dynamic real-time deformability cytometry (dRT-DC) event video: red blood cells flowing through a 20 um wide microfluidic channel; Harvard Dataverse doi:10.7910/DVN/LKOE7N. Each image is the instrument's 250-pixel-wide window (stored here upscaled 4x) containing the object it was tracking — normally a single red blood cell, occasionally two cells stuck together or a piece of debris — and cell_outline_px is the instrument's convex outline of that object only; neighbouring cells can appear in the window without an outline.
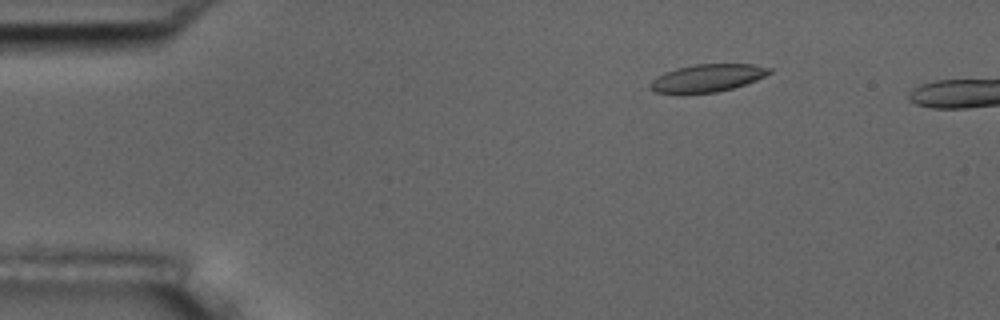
{"species": "common noctule bat (a hibernating species)", "species_latin": "Nyctalus noctula", "temperature_condition": "room temperature", "stored_images_in_passage": 4, "camera_frame_rate_fps": 3000, "um_per_image_px": 0.085, "animal": {"sex": "male", "body_mass_g": 17.5, "forearm_length_mm": 52.3}, "frame": {"image": 1, "passage_image": 1, "time_ms": 0.0, "image_size_px": [1000, 320], "cell_outline_px": [[772, 72], [756, 80], [732, 88], [716, 92], [680, 96], [656, 92], [648, 88], [648, 84], [656, 76], [664, 72], [676, 68], [696, 64], [756, 64], [772, 68]], "centroid_in_image_um": [60.04, 6.66], "position_along_channel_um": 25.0, "area_um2": 19.83}}